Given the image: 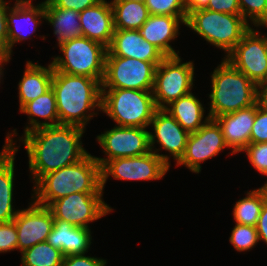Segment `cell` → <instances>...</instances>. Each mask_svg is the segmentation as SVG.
<instances>
[{"mask_svg": "<svg viewBox=\"0 0 267 266\" xmlns=\"http://www.w3.org/2000/svg\"><path fill=\"white\" fill-rule=\"evenodd\" d=\"M106 55L134 58L158 66L166 56L154 45L144 40L139 30L115 29Z\"/></svg>", "mask_w": 267, "mask_h": 266, "instance_id": "ac0fdd59", "label": "cell"}, {"mask_svg": "<svg viewBox=\"0 0 267 266\" xmlns=\"http://www.w3.org/2000/svg\"><path fill=\"white\" fill-rule=\"evenodd\" d=\"M260 84H267V70H266L264 79H263V81Z\"/></svg>", "mask_w": 267, "mask_h": 266, "instance_id": "f6af8a7d", "label": "cell"}, {"mask_svg": "<svg viewBox=\"0 0 267 266\" xmlns=\"http://www.w3.org/2000/svg\"><path fill=\"white\" fill-rule=\"evenodd\" d=\"M267 142V109L259 105L250 135V143Z\"/></svg>", "mask_w": 267, "mask_h": 266, "instance_id": "d590c367", "label": "cell"}, {"mask_svg": "<svg viewBox=\"0 0 267 266\" xmlns=\"http://www.w3.org/2000/svg\"><path fill=\"white\" fill-rule=\"evenodd\" d=\"M79 15L80 12L73 9H62L50 1L45 2V20L54 28L58 45L82 36Z\"/></svg>", "mask_w": 267, "mask_h": 266, "instance_id": "484cf974", "label": "cell"}, {"mask_svg": "<svg viewBox=\"0 0 267 266\" xmlns=\"http://www.w3.org/2000/svg\"><path fill=\"white\" fill-rule=\"evenodd\" d=\"M259 105L258 101L248 108L214 118L221 127L225 144L232 148L230 154L242 152L250 144V135Z\"/></svg>", "mask_w": 267, "mask_h": 266, "instance_id": "d6986e66", "label": "cell"}, {"mask_svg": "<svg viewBox=\"0 0 267 266\" xmlns=\"http://www.w3.org/2000/svg\"><path fill=\"white\" fill-rule=\"evenodd\" d=\"M30 205L19 210L13 220L21 253L37 243L46 242L54 224L52 212L47 206L39 205L34 200Z\"/></svg>", "mask_w": 267, "mask_h": 266, "instance_id": "9a60e30c", "label": "cell"}, {"mask_svg": "<svg viewBox=\"0 0 267 266\" xmlns=\"http://www.w3.org/2000/svg\"><path fill=\"white\" fill-rule=\"evenodd\" d=\"M102 193H72L53 201L48 208L54 220H62L73 226L90 228L94 222L113 211L103 201Z\"/></svg>", "mask_w": 267, "mask_h": 266, "instance_id": "8fae6325", "label": "cell"}, {"mask_svg": "<svg viewBox=\"0 0 267 266\" xmlns=\"http://www.w3.org/2000/svg\"><path fill=\"white\" fill-rule=\"evenodd\" d=\"M22 266H61L64 255L47 241L37 243L21 253Z\"/></svg>", "mask_w": 267, "mask_h": 266, "instance_id": "f546056e", "label": "cell"}, {"mask_svg": "<svg viewBox=\"0 0 267 266\" xmlns=\"http://www.w3.org/2000/svg\"><path fill=\"white\" fill-rule=\"evenodd\" d=\"M185 25L211 45L224 50L227 53L225 57L251 28L241 14L219 13L207 9L191 12Z\"/></svg>", "mask_w": 267, "mask_h": 266, "instance_id": "8992f818", "label": "cell"}, {"mask_svg": "<svg viewBox=\"0 0 267 266\" xmlns=\"http://www.w3.org/2000/svg\"><path fill=\"white\" fill-rule=\"evenodd\" d=\"M255 227L257 229L259 241H264V243L267 244V200L264 202Z\"/></svg>", "mask_w": 267, "mask_h": 266, "instance_id": "60d3db41", "label": "cell"}, {"mask_svg": "<svg viewBox=\"0 0 267 266\" xmlns=\"http://www.w3.org/2000/svg\"><path fill=\"white\" fill-rule=\"evenodd\" d=\"M89 228L73 226L62 220H54L47 242L65 256L85 254L91 246Z\"/></svg>", "mask_w": 267, "mask_h": 266, "instance_id": "603a6c76", "label": "cell"}, {"mask_svg": "<svg viewBox=\"0 0 267 266\" xmlns=\"http://www.w3.org/2000/svg\"><path fill=\"white\" fill-rule=\"evenodd\" d=\"M24 75L18 83L19 110L29 101L35 100L51 88L54 73L52 63L47 67L32 61L26 62Z\"/></svg>", "mask_w": 267, "mask_h": 266, "instance_id": "cb8c5ba5", "label": "cell"}, {"mask_svg": "<svg viewBox=\"0 0 267 266\" xmlns=\"http://www.w3.org/2000/svg\"><path fill=\"white\" fill-rule=\"evenodd\" d=\"M51 88L56 98L59 125L86 129L89 120L97 115L95 108L101 111L102 83L97 79L54 70Z\"/></svg>", "mask_w": 267, "mask_h": 266, "instance_id": "7a4b0ae2", "label": "cell"}, {"mask_svg": "<svg viewBox=\"0 0 267 266\" xmlns=\"http://www.w3.org/2000/svg\"><path fill=\"white\" fill-rule=\"evenodd\" d=\"M54 6L62 9H73L81 12L88 7L94 6L101 0H49Z\"/></svg>", "mask_w": 267, "mask_h": 266, "instance_id": "ab89813d", "label": "cell"}, {"mask_svg": "<svg viewBox=\"0 0 267 266\" xmlns=\"http://www.w3.org/2000/svg\"><path fill=\"white\" fill-rule=\"evenodd\" d=\"M229 241L236 251H249L259 242L257 229L255 226L235 223Z\"/></svg>", "mask_w": 267, "mask_h": 266, "instance_id": "4dcf8cb0", "label": "cell"}, {"mask_svg": "<svg viewBox=\"0 0 267 266\" xmlns=\"http://www.w3.org/2000/svg\"><path fill=\"white\" fill-rule=\"evenodd\" d=\"M211 83L210 119L248 108L258 102V86L225 58L214 69Z\"/></svg>", "mask_w": 267, "mask_h": 266, "instance_id": "277c9868", "label": "cell"}, {"mask_svg": "<svg viewBox=\"0 0 267 266\" xmlns=\"http://www.w3.org/2000/svg\"><path fill=\"white\" fill-rule=\"evenodd\" d=\"M187 17L168 15H150L147 21L139 28L144 40L157 47L166 57L178 56L170 45V41L178 37L180 25L186 23Z\"/></svg>", "mask_w": 267, "mask_h": 266, "instance_id": "44dd1931", "label": "cell"}, {"mask_svg": "<svg viewBox=\"0 0 267 266\" xmlns=\"http://www.w3.org/2000/svg\"><path fill=\"white\" fill-rule=\"evenodd\" d=\"M149 132L146 128L117 126L97 135L106 158L95 157L101 168L110 160L137 157L150 152Z\"/></svg>", "mask_w": 267, "mask_h": 266, "instance_id": "7c38bea8", "label": "cell"}, {"mask_svg": "<svg viewBox=\"0 0 267 266\" xmlns=\"http://www.w3.org/2000/svg\"><path fill=\"white\" fill-rule=\"evenodd\" d=\"M165 110L189 133L196 132L210 119L207 116L203 120L205 110L192 92L173 101Z\"/></svg>", "mask_w": 267, "mask_h": 266, "instance_id": "d4e9b609", "label": "cell"}, {"mask_svg": "<svg viewBox=\"0 0 267 266\" xmlns=\"http://www.w3.org/2000/svg\"><path fill=\"white\" fill-rule=\"evenodd\" d=\"M82 36L108 47L114 34L113 10L110 2L101 0L79 15Z\"/></svg>", "mask_w": 267, "mask_h": 266, "instance_id": "7402d4cb", "label": "cell"}, {"mask_svg": "<svg viewBox=\"0 0 267 266\" xmlns=\"http://www.w3.org/2000/svg\"><path fill=\"white\" fill-rule=\"evenodd\" d=\"M247 196L236 202L233 217L237 224L256 226L261 209L267 200V185L246 193Z\"/></svg>", "mask_w": 267, "mask_h": 266, "instance_id": "f1b7e54d", "label": "cell"}, {"mask_svg": "<svg viewBox=\"0 0 267 266\" xmlns=\"http://www.w3.org/2000/svg\"><path fill=\"white\" fill-rule=\"evenodd\" d=\"M8 2L0 0V57L7 60L11 59V50L8 41V28L6 14L10 6Z\"/></svg>", "mask_w": 267, "mask_h": 266, "instance_id": "8d00e7d4", "label": "cell"}, {"mask_svg": "<svg viewBox=\"0 0 267 266\" xmlns=\"http://www.w3.org/2000/svg\"><path fill=\"white\" fill-rule=\"evenodd\" d=\"M20 113H25L29 116V122H27L29 126L24 129V134L39 127L59 125L56 98L52 88L35 100L26 103L20 109ZM38 117L43 118L45 121H39Z\"/></svg>", "mask_w": 267, "mask_h": 266, "instance_id": "4316f807", "label": "cell"}, {"mask_svg": "<svg viewBox=\"0 0 267 266\" xmlns=\"http://www.w3.org/2000/svg\"><path fill=\"white\" fill-rule=\"evenodd\" d=\"M113 10L114 29L139 30L150 16L145 3L128 0L110 2Z\"/></svg>", "mask_w": 267, "mask_h": 266, "instance_id": "83f0119b", "label": "cell"}, {"mask_svg": "<svg viewBox=\"0 0 267 266\" xmlns=\"http://www.w3.org/2000/svg\"><path fill=\"white\" fill-rule=\"evenodd\" d=\"M242 17L257 27H267V0H238Z\"/></svg>", "mask_w": 267, "mask_h": 266, "instance_id": "1f68e13d", "label": "cell"}, {"mask_svg": "<svg viewBox=\"0 0 267 266\" xmlns=\"http://www.w3.org/2000/svg\"><path fill=\"white\" fill-rule=\"evenodd\" d=\"M107 260L85 254L68 255L63 258L61 266H105Z\"/></svg>", "mask_w": 267, "mask_h": 266, "instance_id": "74e56055", "label": "cell"}, {"mask_svg": "<svg viewBox=\"0 0 267 266\" xmlns=\"http://www.w3.org/2000/svg\"><path fill=\"white\" fill-rule=\"evenodd\" d=\"M161 149H153L145 155L124 157L108 161L101 168L102 190L110 175L120 180H159L169 171L170 156L159 154Z\"/></svg>", "mask_w": 267, "mask_h": 266, "instance_id": "9c48e42d", "label": "cell"}, {"mask_svg": "<svg viewBox=\"0 0 267 266\" xmlns=\"http://www.w3.org/2000/svg\"><path fill=\"white\" fill-rule=\"evenodd\" d=\"M258 89V101L260 102L261 106L267 109V84H259Z\"/></svg>", "mask_w": 267, "mask_h": 266, "instance_id": "7bdbcfd3", "label": "cell"}, {"mask_svg": "<svg viewBox=\"0 0 267 266\" xmlns=\"http://www.w3.org/2000/svg\"><path fill=\"white\" fill-rule=\"evenodd\" d=\"M183 2L188 16L193 11L205 9L209 0H183Z\"/></svg>", "mask_w": 267, "mask_h": 266, "instance_id": "b9f144b4", "label": "cell"}, {"mask_svg": "<svg viewBox=\"0 0 267 266\" xmlns=\"http://www.w3.org/2000/svg\"><path fill=\"white\" fill-rule=\"evenodd\" d=\"M18 249L17 228L13 221L0 223V253Z\"/></svg>", "mask_w": 267, "mask_h": 266, "instance_id": "e575fe53", "label": "cell"}, {"mask_svg": "<svg viewBox=\"0 0 267 266\" xmlns=\"http://www.w3.org/2000/svg\"><path fill=\"white\" fill-rule=\"evenodd\" d=\"M205 9L219 13L241 14L238 0H209Z\"/></svg>", "mask_w": 267, "mask_h": 266, "instance_id": "f35d334b", "label": "cell"}, {"mask_svg": "<svg viewBox=\"0 0 267 266\" xmlns=\"http://www.w3.org/2000/svg\"><path fill=\"white\" fill-rule=\"evenodd\" d=\"M128 1H138V2L145 3V0H128Z\"/></svg>", "mask_w": 267, "mask_h": 266, "instance_id": "bcb514c9", "label": "cell"}, {"mask_svg": "<svg viewBox=\"0 0 267 266\" xmlns=\"http://www.w3.org/2000/svg\"><path fill=\"white\" fill-rule=\"evenodd\" d=\"M252 166L263 175L267 176V142L250 143L243 150ZM264 185H267V181Z\"/></svg>", "mask_w": 267, "mask_h": 266, "instance_id": "836d02e7", "label": "cell"}, {"mask_svg": "<svg viewBox=\"0 0 267 266\" xmlns=\"http://www.w3.org/2000/svg\"><path fill=\"white\" fill-rule=\"evenodd\" d=\"M7 60H5V59H3V58H1L0 57V80H1V78H2V76H3V68L2 67H4L3 65L6 63L7 64ZM2 75V76H1ZM1 82V81H0Z\"/></svg>", "mask_w": 267, "mask_h": 266, "instance_id": "ee69618b", "label": "cell"}, {"mask_svg": "<svg viewBox=\"0 0 267 266\" xmlns=\"http://www.w3.org/2000/svg\"><path fill=\"white\" fill-rule=\"evenodd\" d=\"M41 19L45 20V2L34 6L32 0H16L14 6L8 9L6 20L11 55L13 45L30 38Z\"/></svg>", "mask_w": 267, "mask_h": 266, "instance_id": "e0dca14e", "label": "cell"}, {"mask_svg": "<svg viewBox=\"0 0 267 266\" xmlns=\"http://www.w3.org/2000/svg\"><path fill=\"white\" fill-rule=\"evenodd\" d=\"M101 110L117 126L147 128L157 107L152 91L102 88Z\"/></svg>", "mask_w": 267, "mask_h": 266, "instance_id": "5b68a950", "label": "cell"}, {"mask_svg": "<svg viewBox=\"0 0 267 266\" xmlns=\"http://www.w3.org/2000/svg\"><path fill=\"white\" fill-rule=\"evenodd\" d=\"M150 15L187 17L183 0H145Z\"/></svg>", "mask_w": 267, "mask_h": 266, "instance_id": "d6a6232c", "label": "cell"}, {"mask_svg": "<svg viewBox=\"0 0 267 266\" xmlns=\"http://www.w3.org/2000/svg\"><path fill=\"white\" fill-rule=\"evenodd\" d=\"M156 65L134 58L106 55L102 88L152 91Z\"/></svg>", "mask_w": 267, "mask_h": 266, "instance_id": "30bf717a", "label": "cell"}, {"mask_svg": "<svg viewBox=\"0 0 267 266\" xmlns=\"http://www.w3.org/2000/svg\"><path fill=\"white\" fill-rule=\"evenodd\" d=\"M16 129L13 133H8L5 140V145L0 152V223H8L15 219L18 210L13 208V186H14V166L15 154L18 151L16 141H13V136H16Z\"/></svg>", "mask_w": 267, "mask_h": 266, "instance_id": "ffe728a7", "label": "cell"}, {"mask_svg": "<svg viewBox=\"0 0 267 266\" xmlns=\"http://www.w3.org/2000/svg\"><path fill=\"white\" fill-rule=\"evenodd\" d=\"M228 148L221 127L214 119H209L196 132L190 133L184 155L176 163L186 166L191 172L201 171V162L218 155Z\"/></svg>", "mask_w": 267, "mask_h": 266, "instance_id": "5bb4252c", "label": "cell"}, {"mask_svg": "<svg viewBox=\"0 0 267 266\" xmlns=\"http://www.w3.org/2000/svg\"><path fill=\"white\" fill-rule=\"evenodd\" d=\"M181 61L179 55L171 56L156 66L152 93L157 109H165L173 101L192 92L194 64Z\"/></svg>", "mask_w": 267, "mask_h": 266, "instance_id": "ba28073f", "label": "cell"}, {"mask_svg": "<svg viewBox=\"0 0 267 266\" xmlns=\"http://www.w3.org/2000/svg\"><path fill=\"white\" fill-rule=\"evenodd\" d=\"M154 134L149 132L150 150L157 142L178 162L184 155L190 133L187 132L165 109H157L150 122Z\"/></svg>", "mask_w": 267, "mask_h": 266, "instance_id": "2e32d148", "label": "cell"}, {"mask_svg": "<svg viewBox=\"0 0 267 266\" xmlns=\"http://www.w3.org/2000/svg\"><path fill=\"white\" fill-rule=\"evenodd\" d=\"M84 128L74 125L45 126L33 129L19 139L29 157L33 184L44 175L82 160L88 152L81 137Z\"/></svg>", "mask_w": 267, "mask_h": 266, "instance_id": "6da1fadb", "label": "cell"}, {"mask_svg": "<svg viewBox=\"0 0 267 266\" xmlns=\"http://www.w3.org/2000/svg\"><path fill=\"white\" fill-rule=\"evenodd\" d=\"M33 187L32 199L47 207L72 193H103L101 166L88 153L79 162L44 175Z\"/></svg>", "mask_w": 267, "mask_h": 266, "instance_id": "3957f363", "label": "cell"}, {"mask_svg": "<svg viewBox=\"0 0 267 266\" xmlns=\"http://www.w3.org/2000/svg\"><path fill=\"white\" fill-rule=\"evenodd\" d=\"M224 58L258 86L267 70V36L251 27Z\"/></svg>", "mask_w": 267, "mask_h": 266, "instance_id": "4fadbf2b", "label": "cell"}, {"mask_svg": "<svg viewBox=\"0 0 267 266\" xmlns=\"http://www.w3.org/2000/svg\"><path fill=\"white\" fill-rule=\"evenodd\" d=\"M58 46L64 55L55 57L51 62L55 71L87 76L102 83L107 47L84 36L63 42Z\"/></svg>", "mask_w": 267, "mask_h": 266, "instance_id": "52a82bcc", "label": "cell"}]
</instances>
